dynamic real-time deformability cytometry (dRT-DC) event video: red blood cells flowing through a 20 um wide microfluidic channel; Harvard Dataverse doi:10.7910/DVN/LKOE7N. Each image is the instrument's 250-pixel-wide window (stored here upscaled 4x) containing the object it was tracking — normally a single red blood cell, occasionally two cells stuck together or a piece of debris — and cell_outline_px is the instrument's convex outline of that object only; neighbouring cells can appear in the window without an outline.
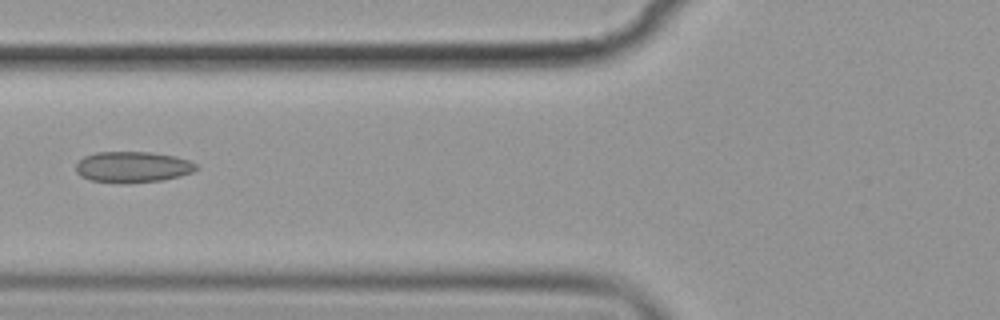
{"species": "common noctule bat (a hibernating species)", "species_latin": "Nyctalus noctula", "temperature_condition": "cold", "stored_images_in_passage": 10, "camera_frame_rate_fps": 3000, "um_per_image_px": 0.085, "animal": {"sex": "female", "body_mass_g": 19.9}, "frame": {"image": 1, "passage_image": 6, "time_ms": 7.0, "image_size_px": [1000, 320], "cell_outline_px": [[200, 168], [192, 172], [180, 176], [164, 180], [120, 184], [116, 184], [92, 180], [80, 176], [76, 172], [76, 164], [84, 156], [96, 152], [148, 152], [176, 156], [188, 160], [196, 164]], "centroid_in_image_um": [11.28, 14.2], "position_along_channel_um": 114.5, "area_um2": 21.96}}
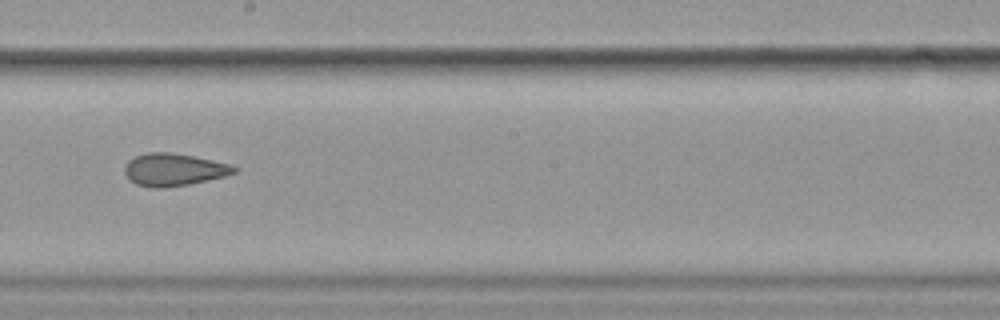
{"frame": {"image": 2, "passage_image": 9, "time_ms": 10.333, "image_size_px": [1000, 320], "cell_outline_px": [[236, 172], [224, 176], [208, 180], [188, 184], [164, 188], [156, 188], [136, 184], [128, 180], [124, 172], [124, 168], [128, 160], [136, 156], [148, 152], [168, 152], [192, 156], [212, 160], [228, 164], [236, 168]], "centroid_in_image_um": [14.71, 14.42], "position_along_channel_um": 233.5, "area_um2": 20.52}}
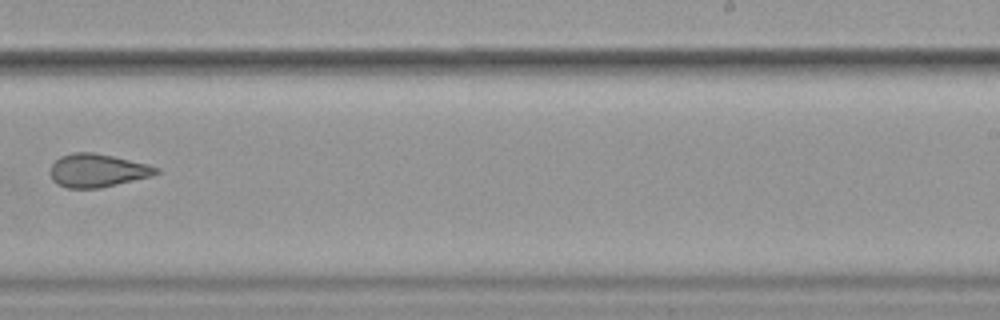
{"frame": {"image": 3, "passage_image": 10, "time_ms": 11.667, "image_size_px": [1000, 320], "cell_outline_px": [[160, 172], [152, 176], [100, 188], [68, 188], [56, 184], [52, 180], [48, 172], [52, 164], [60, 156], [72, 152], [92, 152], [112, 156], [148, 164], [160, 168]], "centroid_in_image_um": [8.25, 14.49], "position_along_channel_um": 280.7, "area_um2": 20.69}}